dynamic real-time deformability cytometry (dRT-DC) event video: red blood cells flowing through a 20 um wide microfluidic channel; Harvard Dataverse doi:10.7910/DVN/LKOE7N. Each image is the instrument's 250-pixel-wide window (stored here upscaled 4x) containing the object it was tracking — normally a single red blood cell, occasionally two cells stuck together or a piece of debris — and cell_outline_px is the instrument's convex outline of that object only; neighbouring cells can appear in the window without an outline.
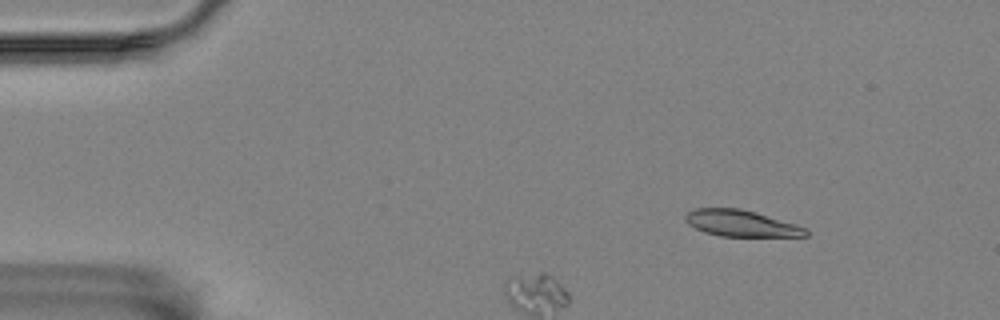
{"species": "Egyptian fruit bat (a non-hibernating species)", "species_latin": "Rousettus aegyptiacus", "temperature_condition": "room temperature", "stored_images_in_passage": 3, "camera_frame_rate_fps": 3000, "um_per_image_px": 0.085, "animal": {"sex": "female"}, "frame": {"image": 1, "passage_image": 1, "time_ms": 0.0, "image_size_px": [1000, 320], "cell_outline_px": [[808, 236], [720, 236], [704, 232], [688, 224], [684, 220], [684, 216], [688, 212], [696, 208], [740, 208], [756, 212], [796, 224], [804, 228], [808, 232]], "centroid_in_image_um": [62.96, 18.98], "position_along_channel_um": 22.0, "area_um2": 18.44}}